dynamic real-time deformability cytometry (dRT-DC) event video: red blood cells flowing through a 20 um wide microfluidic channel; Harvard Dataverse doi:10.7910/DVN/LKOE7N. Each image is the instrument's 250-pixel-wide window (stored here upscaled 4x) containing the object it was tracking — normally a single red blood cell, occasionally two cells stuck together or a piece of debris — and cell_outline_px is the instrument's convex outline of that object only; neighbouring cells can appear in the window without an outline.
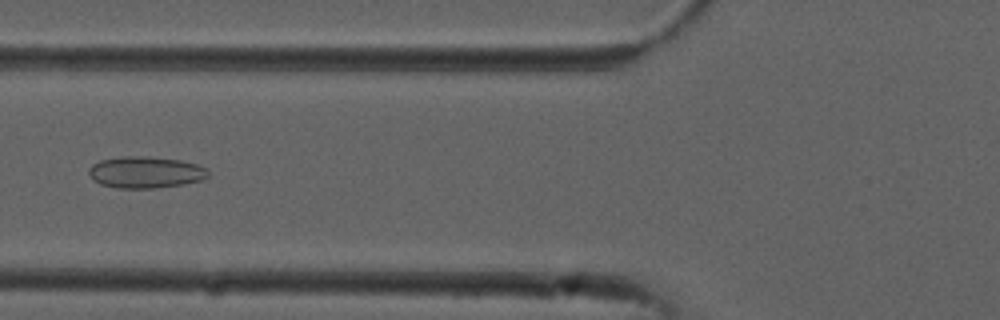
{"species": "common noctule bat (a hibernating species)", "species_latin": "Nyctalus noctula", "temperature_condition": "cold", "stored_images_in_passage": 6, "camera_frame_rate_fps": 3000, "um_per_image_px": 0.085, "animal": {"sex": "male", "forearm_length_mm": 52.5}, "frame": {"image": 1, "passage_image": 6, "time_ms": 1.667, "image_size_px": [1000, 320], "cell_outline_px": [[208, 176], [200, 180], [184, 184], [152, 188], [116, 188], [100, 184], [92, 180], [88, 172], [88, 168], [92, 164], [100, 160], [124, 156], [148, 156], [180, 160], [196, 164], [204, 168], [208, 172]], "centroid_in_image_um": [12.31, 14.64], "position_along_channel_um": 113.5, "area_um2": 21.96}}